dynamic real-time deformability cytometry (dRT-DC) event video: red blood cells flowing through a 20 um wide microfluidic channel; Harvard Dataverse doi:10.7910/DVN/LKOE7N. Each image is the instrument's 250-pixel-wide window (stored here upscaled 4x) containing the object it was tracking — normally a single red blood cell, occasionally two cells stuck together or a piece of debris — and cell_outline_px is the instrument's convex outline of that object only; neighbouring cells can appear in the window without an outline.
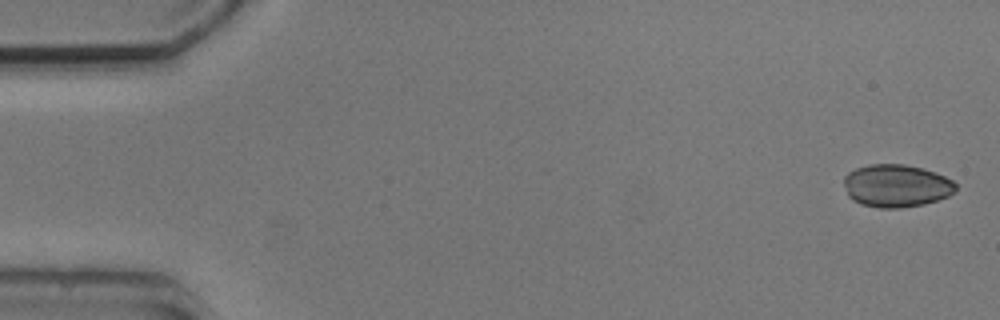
{"species": "common noctule bat (a hibernating species)", "species_latin": "Nyctalus noctula", "temperature_condition": "cold", "stored_images_in_passage": 4, "camera_frame_rate_fps": 3000, "um_per_image_px": 0.085, "animal": {"sex": "male", "body_mass_g": 20.5, "forearm_length_mm": 52.5}, "frame": {"image": 1, "passage_image": 1, "time_ms": 0.0, "image_size_px": [1000, 320], "cell_outline_px": [[956, 192], [948, 196], [924, 204], [900, 208], [880, 208], [860, 204], [852, 200], [848, 196], [844, 184], [844, 176], [848, 172], [856, 168], [868, 164], [904, 164], [924, 168], [936, 172], [952, 180], [956, 184]], "centroid_in_image_um": [76.18, 15.78], "position_along_channel_um": 8.8, "area_um2": 28.09}}
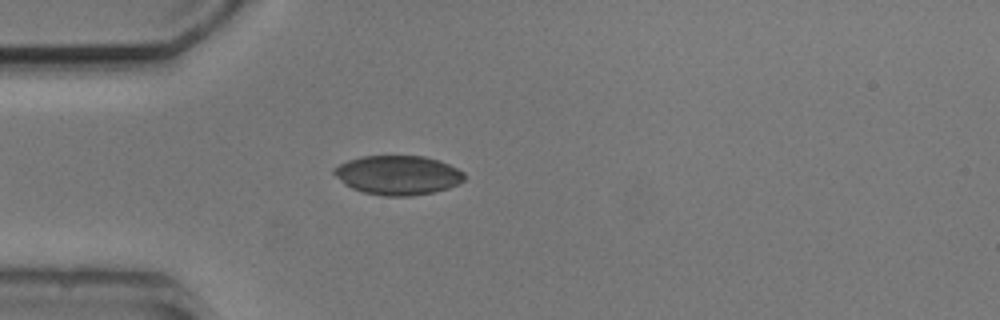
{"frame": {"image": 2, "passage_image": 4, "time_ms": 4.333, "image_size_px": [1000, 320], "cell_outline_px": [[464, 180], [460, 184], [448, 188], [432, 192], [408, 196], [384, 196], [364, 192], [352, 188], [344, 184], [332, 172], [332, 168], [348, 160], [364, 156], [424, 156], [448, 164], [464, 172]], "centroid_in_image_um": [33.81, 14.89], "position_along_channel_um": 51.2, "area_um2": 29.65}}